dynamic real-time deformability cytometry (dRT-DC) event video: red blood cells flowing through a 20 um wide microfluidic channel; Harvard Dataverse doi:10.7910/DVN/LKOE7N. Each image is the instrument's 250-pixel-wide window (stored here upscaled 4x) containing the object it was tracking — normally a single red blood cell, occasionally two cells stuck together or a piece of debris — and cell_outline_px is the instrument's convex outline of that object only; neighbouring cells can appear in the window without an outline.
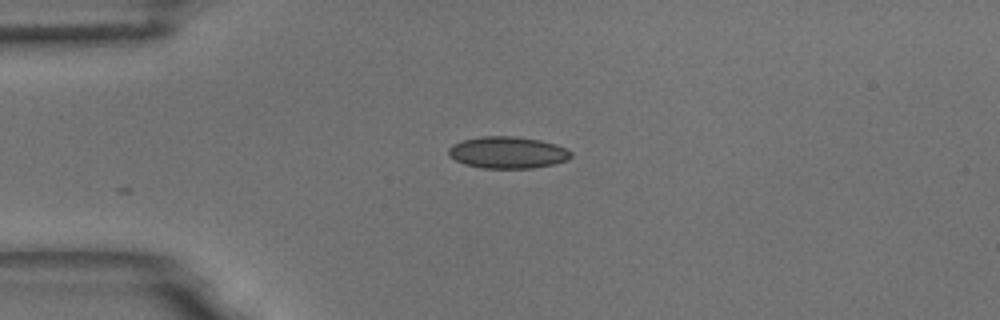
{"species": "common noctule bat (a hibernating species)", "species_latin": "Nyctalus noctula", "temperature_condition": "room temperature", "stored_images_in_passage": 18, "camera_frame_rate_fps": 3000, "um_per_image_px": 0.085, "animal": {"sex": "male", "body_mass_g": 18.8}, "frame": {"image": 1, "passage_image": 1, "time_ms": 0.0, "image_size_px": [1000, 320], "cell_outline_px": [[572, 156], [568, 160], [552, 164], [532, 168], [480, 168], [464, 164], [448, 156], [448, 148], [452, 144], [464, 140], [480, 136], [516, 136], [540, 140], [556, 144], [572, 152]], "centroid_in_image_um": [43.13, 12.96], "position_along_channel_um": 41.9, "area_um2": 22.77}}